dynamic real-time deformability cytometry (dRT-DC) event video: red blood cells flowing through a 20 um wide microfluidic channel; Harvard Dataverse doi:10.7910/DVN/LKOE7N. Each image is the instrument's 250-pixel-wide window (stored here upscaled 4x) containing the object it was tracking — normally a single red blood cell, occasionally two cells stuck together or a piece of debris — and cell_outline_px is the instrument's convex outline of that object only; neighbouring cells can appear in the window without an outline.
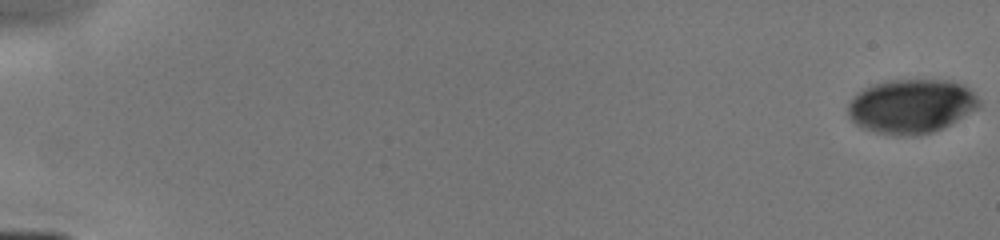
{"species": "human", "species_latin": "Homo sapiens", "temperature_condition": "cold", "stored_images_in_passage": 34, "camera_frame_rate_fps": 3000, "um_per_image_px": 0.085, "donor": {"sex": "male"}, "frame": {"image": 1, "passage_image": 1, "time_ms": 0.0, "image_size_px": [1000, 240], "cell_outline_px": [[980, 108], [932, 132], [920, 136], [892, 136], [876, 132], [864, 128], [856, 124], [848, 116], [848, 104], [864, 88], [888, 80], [952, 80], [968, 88], [980, 100]], "centroid_in_image_um": [77.47, 9.04], "position_along_channel_um": 7.5, "area_um2": 41.21}}
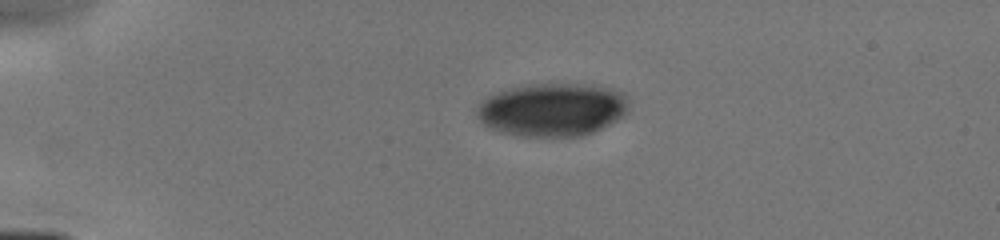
{"frame": {"image": 2, "passage_image": 24, "time_ms": 4.0, "image_size_px": [1000, 240], "cell_outline_px": [[628, 112], [608, 124], [592, 132], [580, 136], [524, 136], [500, 132], [488, 128], [476, 116], [476, 112], [480, 104], [488, 96], [512, 88], [528, 84], [576, 84], [604, 88], [620, 92], [624, 96], [628, 104]], "centroid_in_image_um": [46.9, 9.33], "position_along_channel_um": 38.1, "area_um2": 46.24}}